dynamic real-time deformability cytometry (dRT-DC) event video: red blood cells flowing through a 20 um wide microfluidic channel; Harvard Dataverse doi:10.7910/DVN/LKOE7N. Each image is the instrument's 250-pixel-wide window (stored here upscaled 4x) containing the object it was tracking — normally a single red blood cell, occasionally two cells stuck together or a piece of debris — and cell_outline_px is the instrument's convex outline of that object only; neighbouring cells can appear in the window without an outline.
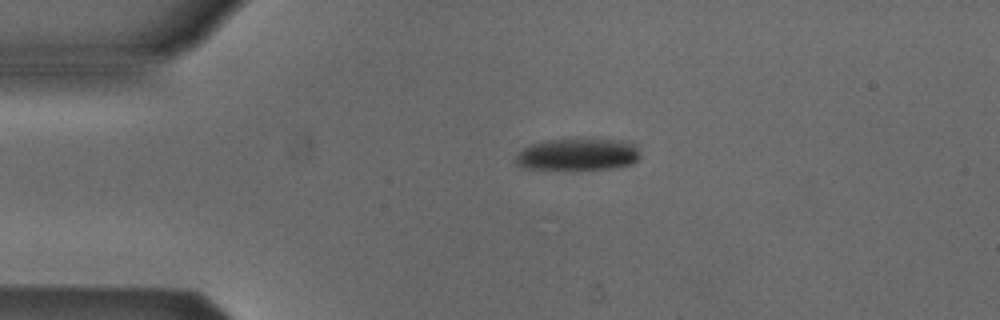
{"species": "Egyptian fruit bat (a non-hibernating species)", "species_latin": "Rousettus aegyptiacus", "temperature_condition": "cold", "stored_images_in_passage": 3, "camera_frame_rate_fps": 3000, "um_per_image_px": 0.085, "animal": {"sex": "male"}, "frame": {"image": 1, "passage_image": 3, "time_ms": 2.333, "image_size_px": [1000, 320], "cell_outline_px": [[640, 156], [632, 164], [612, 168], [572, 172], [524, 168], [516, 164], [512, 160], [516, 152], [528, 144], [544, 140], [580, 136], [624, 140], [636, 144], [640, 148]], "centroid_in_image_um": [49.06, 13.11], "position_along_channel_um": 35.9, "area_um2": 25.55}}